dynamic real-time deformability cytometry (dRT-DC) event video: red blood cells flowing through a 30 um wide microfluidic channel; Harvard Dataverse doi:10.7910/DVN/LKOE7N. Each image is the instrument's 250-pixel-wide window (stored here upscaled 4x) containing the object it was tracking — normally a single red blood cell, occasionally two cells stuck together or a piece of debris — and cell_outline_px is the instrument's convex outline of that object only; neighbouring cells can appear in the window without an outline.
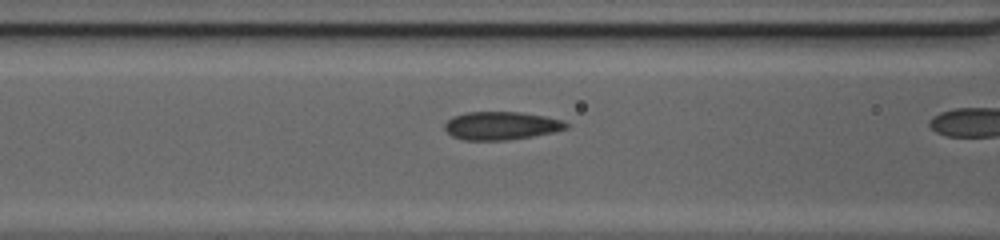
{"species": "common noctule bat (a hibernating species)", "species_latin": "Nyctalus noctula", "temperature_condition": "cold", "stored_images_in_passage": 11, "camera_frame_rate_fps": 3000, "um_per_image_px": 0.085, "animal": {"sex": "female", "body_mass_g": 20.0, "forearm_length_mm": 54.0}, "frame": {"image": 1, "passage_image": 7, "time_ms": 2.0, "image_size_px": [1000, 240], "cell_outline_px": [[568, 128], [552, 132], [532, 136], [508, 140], [464, 140], [452, 136], [444, 128], [444, 124], [452, 116], [468, 112], [520, 112], [544, 116], [564, 120], [568, 124]], "centroid_in_image_um": [42.59, 10.68], "position_along_channel_um": 124.0, "area_um2": 19.88}}
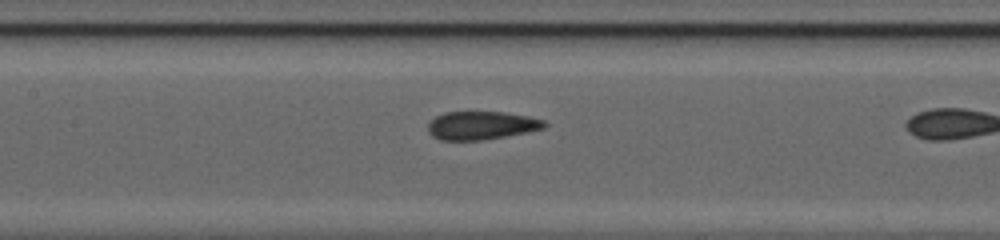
{"frame": {"image": 2, "passage_image": 10, "time_ms": 3.0, "image_size_px": [1000, 240], "cell_outline_px": [[548, 124], [544, 128], [528, 132], [480, 140], [440, 140], [432, 136], [428, 132], [428, 124], [436, 116], [444, 112], [504, 112], [528, 116], [544, 120]], "centroid_in_image_um": [40.92, 10.66], "position_along_channel_um": 166.5, "area_um2": 19.13}}